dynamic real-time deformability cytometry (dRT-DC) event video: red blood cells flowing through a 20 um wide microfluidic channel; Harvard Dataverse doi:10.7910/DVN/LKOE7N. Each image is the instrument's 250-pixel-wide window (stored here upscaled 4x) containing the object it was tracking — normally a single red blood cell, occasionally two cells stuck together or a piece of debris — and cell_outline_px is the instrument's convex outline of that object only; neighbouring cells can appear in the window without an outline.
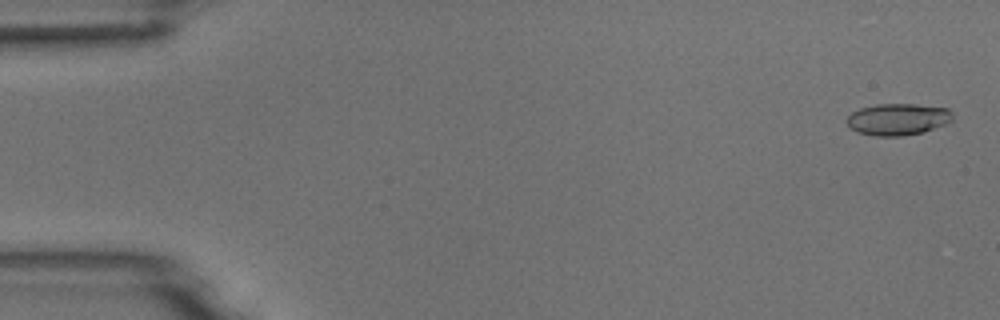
{"species": "common noctule bat (a hibernating species)", "species_latin": "Nyctalus noctula", "temperature_condition": "room temperature", "stored_images_in_passage": 5, "camera_frame_rate_fps": 3000, "um_per_image_px": 0.085, "animal": {"sex": "male", "body_mass_g": 18.8}, "frame": {"image": 1, "passage_image": 1, "time_ms": 0.0, "image_size_px": [1000, 320], "cell_outline_px": [[952, 120], [944, 124], [924, 132], [904, 136], [876, 136], [856, 132], [848, 128], [844, 120], [852, 112], [860, 108], [876, 104], [916, 104], [948, 108], [952, 112]], "centroid_in_image_um": [76.26, 10.14], "position_along_channel_um": 8.7, "area_um2": 19.83}}
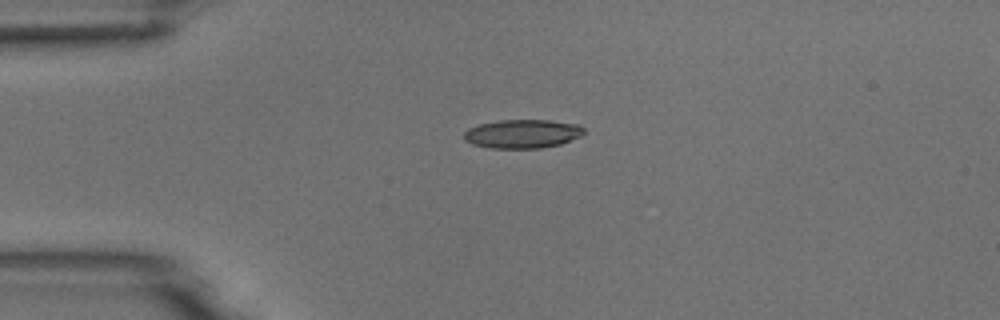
{"frame": {"image": 2, "passage_image": 4, "time_ms": 3.667, "image_size_px": [1000, 320], "cell_outline_px": [[584, 132], [580, 136], [560, 144], [540, 148], [492, 148], [472, 144], [464, 140], [464, 132], [468, 128], [480, 124], [500, 120], [548, 120], [580, 124], [584, 128]], "centroid_in_image_um": [44.41, 11.37], "position_along_channel_um": 40.6, "area_um2": 20.06}}